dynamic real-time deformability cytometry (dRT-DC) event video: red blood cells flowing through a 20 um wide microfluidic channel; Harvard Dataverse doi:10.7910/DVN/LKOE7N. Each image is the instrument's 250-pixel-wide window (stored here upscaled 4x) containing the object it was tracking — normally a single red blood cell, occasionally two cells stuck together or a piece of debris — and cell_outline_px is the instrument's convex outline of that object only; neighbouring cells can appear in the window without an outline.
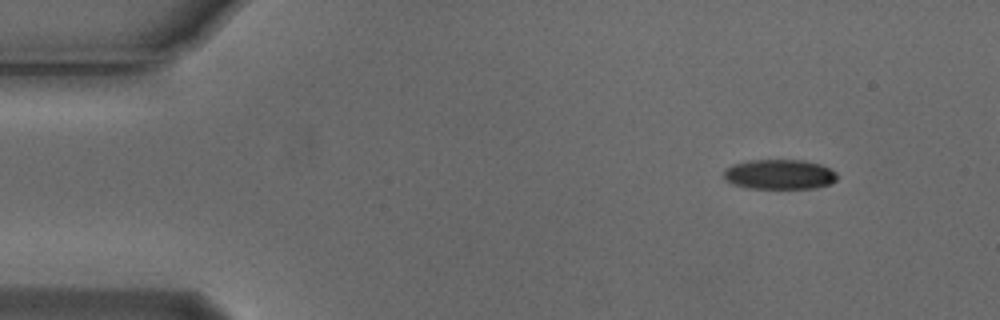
{"species": "Egyptian fruit bat (a non-hibernating species)", "species_latin": "Rousettus aegyptiacus", "temperature_condition": "cold", "stored_images_in_passage": 4, "camera_frame_rate_fps": 3000, "um_per_image_px": 0.085, "animal": {"sex": "male"}, "frame": {"image": 1, "passage_image": 1, "time_ms": 0.0, "image_size_px": [1000, 320], "cell_outline_px": [[836, 180], [832, 184], [816, 188], [744, 188], [732, 184], [724, 176], [724, 172], [732, 164], [748, 160], [804, 160], [820, 164], [836, 172]], "centroid_in_image_um": [66.27, 14.82], "position_along_channel_um": 18.7, "area_um2": 19.77}}